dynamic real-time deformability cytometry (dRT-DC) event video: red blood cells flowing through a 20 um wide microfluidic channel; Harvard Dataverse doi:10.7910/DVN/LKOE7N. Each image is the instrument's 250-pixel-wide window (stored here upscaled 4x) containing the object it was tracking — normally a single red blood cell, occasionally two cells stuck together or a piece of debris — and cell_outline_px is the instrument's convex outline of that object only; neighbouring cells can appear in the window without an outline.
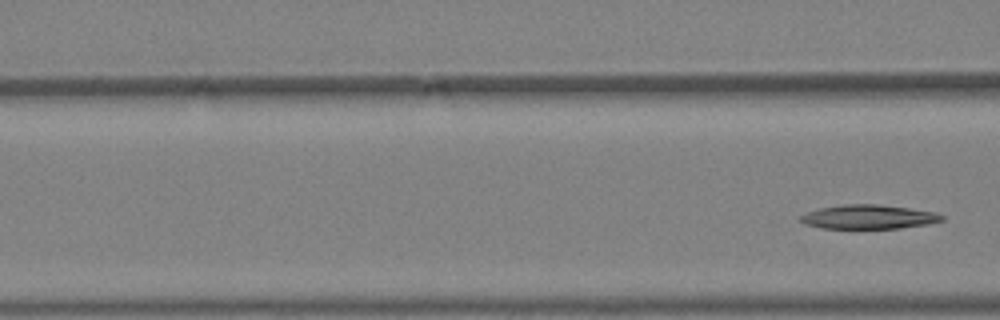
{"species": "Egyptian fruit bat (a non-hibernating species)", "species_latin": "Rousettus aegyptiacus", "temperature_condition": "warm", "stored_images_in_passage": 4, "segment_of_instrument_passage": [2, 2], "camera_frame_rate_fps": 3000, "um_per_image_px": 0.085, "animal": {"sex": "female"}, "frame": {"image": 1, "passage_image": 4, "time_ms": 1.0, "image_size_px": [1000, 320], "cell_outline_px": [[944, 220], [928, 224], [900, 228], [820, 228], [804, 224], [800, 220], [800, 216], [808, 212], [820, 208], [844, 204], [876, 204], [908, 208], [936, 212], [944, 216]], "centroid_in_image_um": [73.84, 18.44], "position_along_channel_um": 92.8, "area_um2": 19.77}}